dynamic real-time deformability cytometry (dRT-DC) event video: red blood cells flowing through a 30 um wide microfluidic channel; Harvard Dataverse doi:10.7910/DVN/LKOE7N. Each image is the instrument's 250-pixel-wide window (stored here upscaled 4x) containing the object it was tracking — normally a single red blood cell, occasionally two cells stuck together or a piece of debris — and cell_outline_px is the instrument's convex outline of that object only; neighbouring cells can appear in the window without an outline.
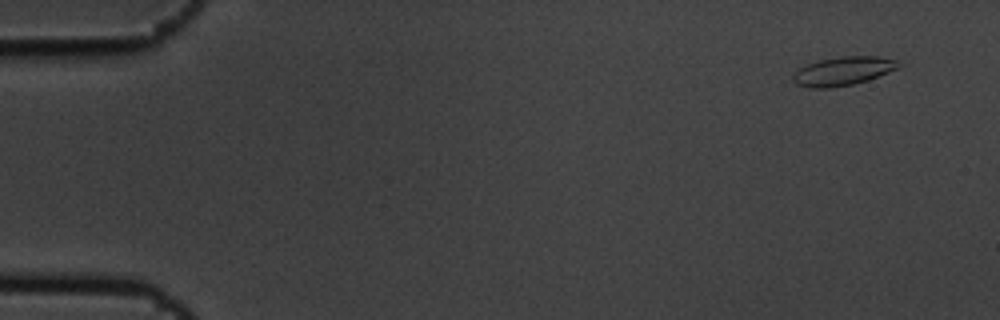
{"species": "common noctule bat (a hibernating species)", "species_latin": "Nyctalus noctula", "temperature_condition": "cold", "stored_images_in_passage": 4, "camera_frame_rate_fps": 3000, "um_per_image_px": 0.085, "animal": {"sex": "male", "body_mass_g": 19.5, "forearm_length_mm": 54.6}, "frame": {"image": 1, "passage_image": 1, "time_ms": 0.0, "image_size_px": [1000, 320], "cell_outline_px": [[904, 64], [888, 72], [868, 80], [852, 84], [828, 88], [808, 88], [796, 84], [792, 80], [792, 76], [800, 68], [808, 64], [820, 60], [840, 56], [876, 56], [896, 60]], "centroid_in_image_um": [71.65, 6.04], "position_along_channel_um": 13.3, "area_um2": 17.51}}